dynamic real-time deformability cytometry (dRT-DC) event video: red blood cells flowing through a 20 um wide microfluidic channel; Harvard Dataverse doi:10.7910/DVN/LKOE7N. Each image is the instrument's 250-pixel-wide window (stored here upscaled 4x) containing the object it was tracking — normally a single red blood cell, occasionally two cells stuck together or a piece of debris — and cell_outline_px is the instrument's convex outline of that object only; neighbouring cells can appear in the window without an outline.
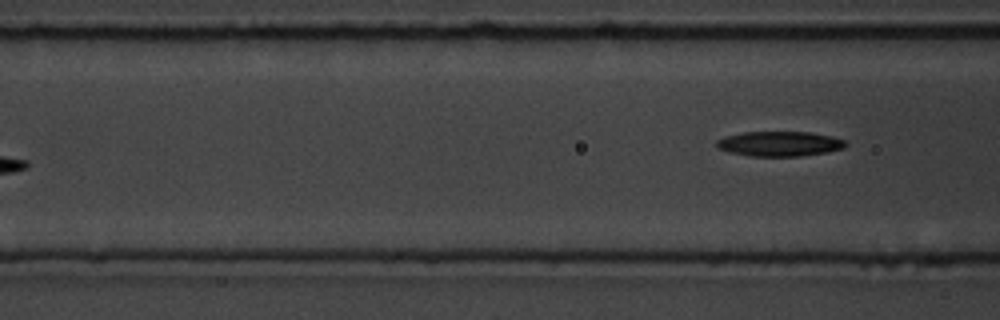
{"species": "common noctule bat (a hibernating species)", "species_latin": "Nyctalus noctula", "temperature_condition": "room temperature", "stored_images_in_passage": 7, "camera_frame_rate_fps": 3000, "um_per_image_px": 0.085, "animal": {"sex": "male", "body_mass_g": 19.5, "forearm_length_mm": 54.6}, "frame": {"image": 1, "passage_image": 7, "time_ms": 7.667, "image_size_px": [1000, 320], "cell_outline_px": [[848, 144], [844, 148], [828, 152], [800, 156], [752, 156], [728, 152], [716, 148], [716, 140], [724, 136], [744, 132], [808, 132], [832, 136], [844, 140]], "centroid_in_image_um": [66.24, 12.22], "position_along_channel_um": 100.4, "area_um2": 18.84}}